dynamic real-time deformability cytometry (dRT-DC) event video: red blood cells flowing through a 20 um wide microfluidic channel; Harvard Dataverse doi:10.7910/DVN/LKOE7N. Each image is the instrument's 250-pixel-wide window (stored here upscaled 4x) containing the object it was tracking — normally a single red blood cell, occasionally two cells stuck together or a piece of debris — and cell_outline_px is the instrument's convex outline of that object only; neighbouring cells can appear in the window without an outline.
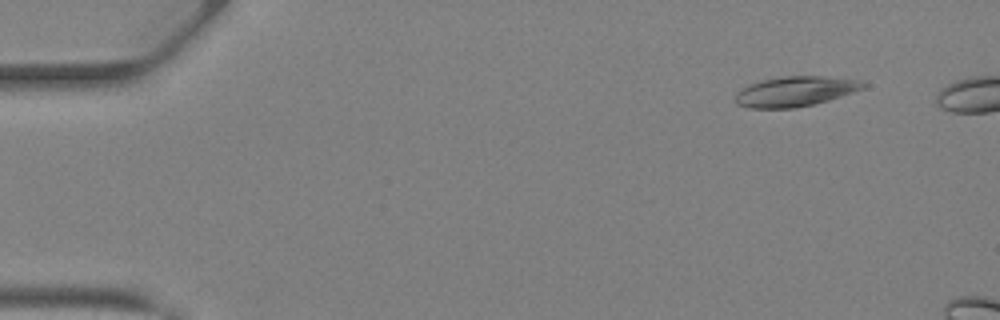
{"species": "Egyptian fruit bat (a non-hibernating species)", "species_latin": "Rousettus aegyptiacus", "temperature_condition": "warm", "stored_images_in_passage": 11, "camera_frame_rate_fps": 3000, "um_per_image_px": 0.085, "animal": {"sex": "female"}, "frame": {"image": 1, "passage_image": 4, "time_ms": 1.0, "image_size_px": [1000, 320], "cell_outline_px": [[868, 84], [864, 88], [828, 100], [796, 108], [748, 108], [736, 104], [736, 92], [748, 84], [760, 80], [784, 76], [820, 76], [860, 80]], "centroid_in_image_um": [67.56, 7.77], "position_along_channel_um": 17.4, "area_um2": 22.31}}